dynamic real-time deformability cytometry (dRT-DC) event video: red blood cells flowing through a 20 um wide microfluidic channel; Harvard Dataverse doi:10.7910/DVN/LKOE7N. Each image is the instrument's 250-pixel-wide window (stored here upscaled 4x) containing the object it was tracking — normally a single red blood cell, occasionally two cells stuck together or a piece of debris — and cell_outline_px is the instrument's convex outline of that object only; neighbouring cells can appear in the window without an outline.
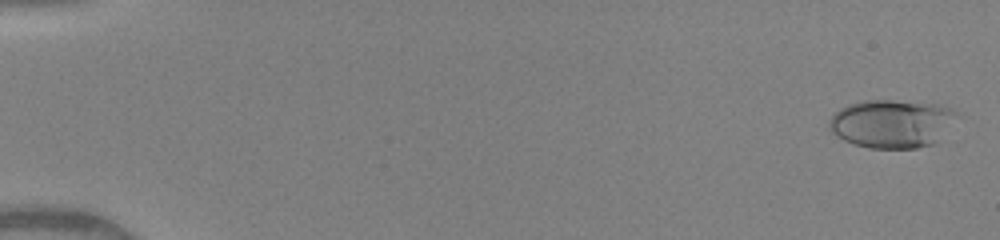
{"species": "human", "species_latin": "Homo sapiens", "temperature_condition": "warm", "stored_images_in_passage": 51, "camera_frame_rate_fps": 3000, "um_per_image_px": 0.085, "donor": {"sex": "female"}, "frame": {"image": 1, "passage_image": 2, "time_ms": 0.333, "image_size_px": [1000, 240], "cell_outline_px": [[960, 116], [932, 144], [916, 148], [868, 148], [844, 140], [836, 136], [828, 128], [828, 120], [840, 108], [848, 104], [864, 100], [892, 100], [940, 104], [952, 108]], "centroid_in_image_um": [75.79, 10.49], "position_along_channel_um": 9.2, "area_um2": 36.01}}
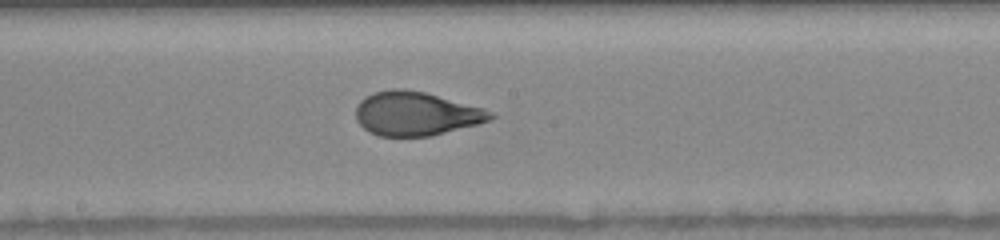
{"frame": {"image": 2, "passage_image": 29, "time_ms": 9.333, "image_size_px": [1000, 240], "cell_outline_px": [[496, 116], [480, 124], [432, 136], [380, 136], [368, 132], [356, 120], [356, 108], [360, 100], [364, 96], [372, 92], [392, 88], [404, 88], [424, 92], [484, 108], [492, 112]], "centroid_in_image_um": [35.34, 9.66], "position_along_channel_um": 212.9, "area_um2": 34.68}}
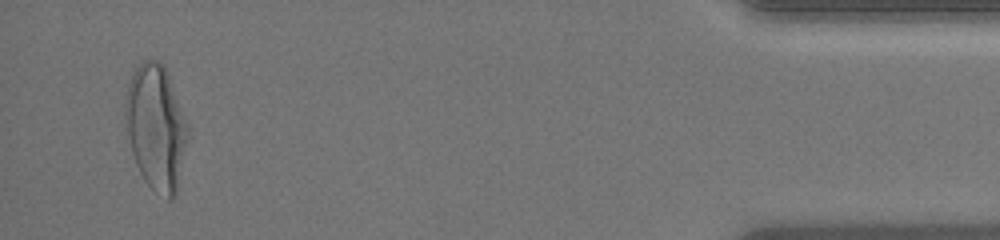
{"frame": {"image": 3, "passage_image": 49, "time_ms": 16.0, "image_size_px": [1000, 240], "cell_outline_px": [[188, 136], [176, 196], [172, 200], [168, 200], [152, 188], [144, 180], [136, 164], [132, 152], [124, 116], [124, 108], [128, 84], [136, 68], [144, 60], [160, 60], [164, 64], [188, 124]], "centroid_in_image_um": [13.27, 10.82], "position_along_channel_um": 421.9, "area_um2": 45.32}, "authors_computed_cell_mechanics": {"area_um2": 34.969, "velocity_mm_per_s": 4.1153, "shape_relaxation_time_tau1_ms": 4.9645, "shape_relaxation_time_tau2_ms": null, "deformation_change_tau1": 0.1973, "deformation_change_tau2": null}}